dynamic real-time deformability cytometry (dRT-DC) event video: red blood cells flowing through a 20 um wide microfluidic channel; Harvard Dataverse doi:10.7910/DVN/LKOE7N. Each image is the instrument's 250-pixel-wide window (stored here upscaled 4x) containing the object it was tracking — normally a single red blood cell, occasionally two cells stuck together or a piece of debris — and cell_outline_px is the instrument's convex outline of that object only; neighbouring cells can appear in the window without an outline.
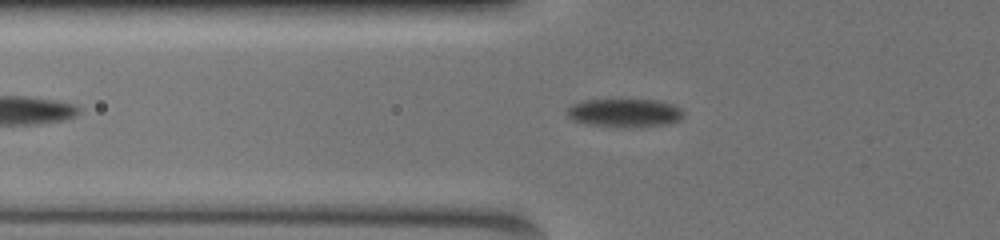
{"species": "common noctule bat (a hibernating species)", "species_latin": "Nyctalus noctula", "temperature_condition": "warm", "stored_images_in_passage": 51, "camera_frame_rate_fps": 3000, "um_per_image_px": 0.085, "animal": {"sex": "female", "body_mass_g": 19.5, "forearm_length_mm": 54.1}, "frame": {"image": 1, "passage_image": 10, "time_ms": 3.0, "image_size_px": [1000, 240], "cell_outline_px": [[684, 112], [680, 120], [664, 124], [640, 128], [624, 128], [588, 124], [576, 120], [568, 116], [568, 108], [572, 104], [584, 100], [616, 96], [656, 100], [672, 104], [680, 108]], "centroid_in_image_um": [53.1, 9.54], "position_along_channel_um": 72.7, "area_um2": 20.29}}
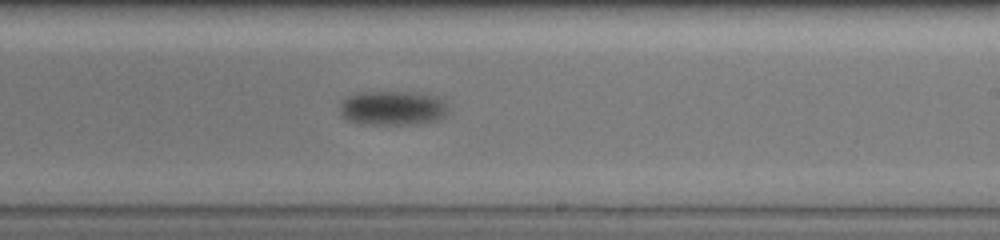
{"frame": {"image": 2, "passage_image": 27, "time_ms": 8.667, "image_size_px": [1000, 240], "cell_outline_px": [[444, 112], [436, 120], [416, 124], [360, 124], [348, 120], [340, 112], [340, 104], [348, 96], [356, 92], [408, 92], [432, 96], [440, 100], [444, 104]], "centroid_in_image_um": [33.25, 9.19], "position_along_channel_um": 255.8, "area_um2": 21.1}}
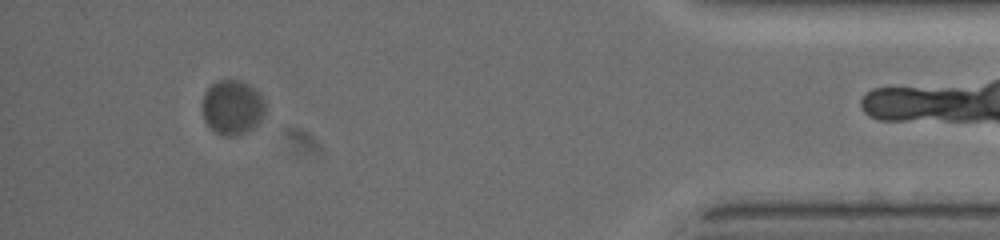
{"frame": {"image": 3, "passage_image": 46, "time_ms": 15.0, "image_size_px": [1000, 240], "cell_outline_px": [[264, 112], [260, 120], [252, 128], [244, 132], [232, 136], [224, 136], [216, 132], [204, 120], [204, 92], [216, 80], [240, 80], [248, 84], [260, 96], [264, 104]], "centroid_in_image_um": [19.73, 9.11], "position_along_channel_um": 415.5, "area_um2": 19.42}}